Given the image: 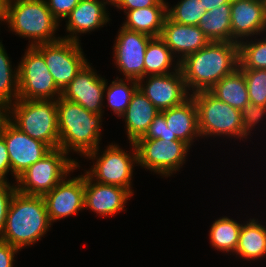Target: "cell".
<instances>
[{
    "instance_id": "cell-1",
    "label": "cell",
    "mask_w": 266,
    "mask_h": 267,
    "mask_svg": "<svg viewBox=\"0 0 266 267\" xmlns=\"http://www.w3.org/2000/svg\"><path fill=\"white\" fill-rule=\"evenodd\" d=\"M238 68L239 45L235 42L210 41L180 62L186 88L192 93L210 90L224 76Z\"/></svg>"
},
{
    "instance_id": "cell-2",
    "label": "cell",
    "mask_w": 266,
    "mask_h": 267,
    "mask_svg": "<svg viewBox=\"0 0 266 267\" xmlns=\"http://www.w3.org/2000/svg\"><path fill=\"white\" fill-rule=\"evenodd\" d=\"M51 225L43 196L16 191L0 239L21 251L45 236Z\"/></svg>"
},
{
    "instance_id": "cell-3",
    "label": "cell",
    "mask_w": 266,
    "mask_h": 267,
    "mask_svg": "<svg viewBox=\"0 0 266 267\" xmlns=\"http://www.w3.org/2000/svg\"><path fill=\"white\" fill-rule=\"evenodd\" d=\"M102 116L87 111L78 103L59 97L57 99L59 148L66 153L73 150L81 156L96 150L100 147Z\"/></svg>"
},
{
    "instance_id": "cell-4",
    "label": "cell",
    "mask_w": 266,
    "mask_h": 267,
    "mask_svg": "<svg viewBox=\"0 0 266 267\" xmlns=\"http://www.w3.org/2000/svg\"><path fill=\"white\" fill-rule=\"evenodd\" d=\"M6 23L10 31L28 38L34 47L39 44L56 42L59 21L51 14L46 0H10L7 2Z\"/></svg>"
},
{
    "instance_id": "cell-5",
    "label": "cell",
    "mask_w": 266,
    "mask_h": 267,
    "mask_svg": "<svg viewBox=\"0 0 266 267\" xmlns=\"http://www.w3.org/2000/svg\"><path fill=\"white\" fill-rule=\"evenodd\" d=\"M9 120L31 138L59 148L57 100L17 99L9 106Z\"/></svg>"
},
{
    "instance_id": "cell-6",
    "label": "cell",
    "mask_w": 266,
    "mask_h": 267,
    "mask_svg": "<svg viewBox=\"0 0 266 267\" xmlns=\"http://www.w3.org/2000/svg\"><path fill=\"white\" fill-rule=\"evenodd\" d=\"M61 148L52 149L28 167L16 180L17 191L26 195L44 196L73 172L79 164Z\"/></svg>"
},
{
    "instance_id": "cell-7",
    "label": "cell",
    "mask_w": 266,
    "mask_h": 267,
    "mask_svg": "<svg viewBox=\"0 0 266 267\" xmlns=\"http://www.w3.org/2000/svg\"><path fill=\"white\" fill-rule=\"evenodd\" d=\"M198 110V129L201 138L204 136H228L243 140L240 110L217 99L209 91L192 93Z\"/></svg>"
},
{
    "instance_id": "cell-8",
    "label": "cell",
    "mask_w": 266,
    "mask_h": 267,
    "mask_svg": "<svg viewBox=\"0 0 266 267\" xmlns=\"http://www.w3.org/2000/svg\"><path fill=\"white\" fill-rule=\"evenodd\" d=\"M131 144L132 152L130 154L121 149L117 144H110L104 149L101 156L99 147L96 150L88 152L84 157L96 160L86 174L100 184L115 185L128 189L132 194V176L134 164H138L137 151L134 142ZM134 150V151H133ZM133 154V155H132ZM96 179V180H95Z\"/></svg>"
},
{
    "instance_id": "cell-9",
    "label": "cell",
    "mask_w": 266,
    "mask_h": 267,
    "mask_svg": "<svg viewBox=\"0 0 266 267\" xmlns=\"http://www.w3.org/2000/svg\"><path fill=\"white\" fill-rule=\"evenodd\" d=\"M18 68V99L57 100L61 90L44 61L43 55L28 46Z\"/></svg>"
},
{
    "instance_id": "cell-10",
    "label": "cell",
    "mask_w": 266,
    "mask_h": 267,
    "mask_svg": "<svg viewBox=\"0 0 266 267\" xmlns=\"http://www.w3.org/2000/svg\"><path fill=\"white\" fill-rule=\"evenodd\" d=\"M134 144L138 165L164 177L181 169L191 148L181 140L167 139L136 140Z\"/></svg>"
},
{
    "instance_id": "cell-11",
    "label": "cell",
    "mask_w": 266,
    "mask_h": 267,
    "mask_svg": "<svg viewBox=\"0 0 266 267\" xmlns=\"http://www.w3.org/2000/svg\"><path fill=\"white\" fill-rule=\"evenodd\" d=\"M44 57L56 86L62 91L88 62L79 42L60 39L34 46Z\"/></svg>"
},
{
    "instance_id": "cell-12",
    "label": "cell",
    "mask_w": 266,
    "mask_h": 267,
    "mask_svg": "<svg viewBox=\"0 0 266 267\" xmlns=\"http://www.w3.org/2000/svg\"><path fill=\"white\" fill-rule=\"evenodd\" d=\"M7 146L11 162V174L15 180L25 170L38 160L42 159L52 149L45 143L31 138L22 132L10 120L1 133Z\"/></svg>"
},
{
    "instance_id": "cell-13",
    "label": "cell",
    "mask_w": 266,
    "mask_h": 267,
    "mask_svg": "<svg viewBox=\"0 0 266 267\" xmlns=\"http://www.w3.org/2000/svg\"><path fill=\"white\" fill-rule=\"evenodd\" d=\"M113 46L114 60L124 78L140 80L144 77V56L152 37L120 27Z\"/></svg>"
},
{
    "instance_id": "cell-14",
    "label": "cell",
    "mask_w": 266,
    "mask_h": 267,
    "mask_svg": "<svg viewBox=\"0 0 266 267\" xmlns=\"http://www.w3.org/2000/svg\"><path fill=\"white\" fill-rule=\"evenodd\" d=\"M145 78H148L146 84ZM137 82L140 91L160 112L182 104L191 96L180 69L164 75H148Z\"/></svg>"
},
{
    "instance_id": "cell-15",
    "label": "cell",
    "mask_w": 266,
    "mask_h": 267,
    "mask_svg": "<svg viewBox=\"0 0 266 267\" xmlns=\"http://www.w3.org/2000/svg\"><path fill=\"white\" fill-rule=\"evenodd\" d=\"M106 81L87 62L62 90L61 97L80 104L89 112L102 115Z\"/></svg>"
},
{
    "instance_id": "cell-16",
    "label": "cell",
    "mask_w": 266,
    "mask_h": 267,
    "mask_svg": "<svg viewBox=\"0 0 266 267\" xmlns=\"http://www.w3.org/2000/svg\"><path fill=\"white\" fill-rule=\"evenodd\" d=\"M66 179V180H65ZM85 173L67 180L64 178L43 198L51 222L74 215L84 209Z\"/></svg>"
},
{
    "instance_id": "cell-17",
    "label": "cell",
    "mask_w": 266,
    "mask_h": 267,
    "mask_svg": "<svg viewBox=\"0 0 266 267\" xmlns=\"http://www.w3.org/2000/svg\"><path fill=\"white\" fill-rule=\"evenodd\" d=\"M231 30L235 43L265 32L266 0H232Z\"/></svg>"
},
{
    "instance_id": "cell-18",
    "label": "cell",
    "mask_w": 266,
    "mask_h": 267,
    "mask_svg": "<svg viewBox=\"0 0 266 267\" xmlns=\"http://www.w3.org/2000/svg\"><path fill=\"white\" fill-rule=\"evenodd\" d=\"M132 195L128 189L97 183L85 173L84 209L104 217L113 216L124 210Z\"/></svg>"
},
{
    "instance_id": "cell-19",
    "label": "cell",
    "mask_w": 266,
    "mask_h": 267,
    "mask_svg": "<svg viewBox=\"0 0 266 267\" xmlns=\"http://www.w3.org/2000/svg\"><path fill=\"white\" fill-rule=\"evenodd\" d=\"M160 38L169 47L173 55L175 54L176 57H180L176 59L179 62L187 55L195 53L210 42L198 26L178 24L168 17L164 21Z\"/></svg>"
},
{
    "instance_id": "cell-20",
    "label": "cell",
    "mask_w": 266,
    "mask_h": 267,
    "mask_svg": "<svg viewBox=\"0 0 266 267\" xmlns=\"http://www.w3.org/2000/svg\"><path fill=\"white\" fill-rule=\"evenodd\" d=\"M106 6L99 0H80L66 17V32L69 35L62 37L65 40L79 42L78 33H87L103 27L110 21Z\"/></svg>"
},
{
    "instance_id": "cell-21",
    "label": "cell",
    "mask_w": 266,
    "mask_h": 267,
    "mask_svg": "<svg viewBox=\"0 0 266 267\" xmlns=\"http://www.w3.org/2000/svg\"><path fill=\"white\" fill-rule=\"evenodd\" d=\"M168 126L170 141L181 140L189 147L194 138L201 137L198 129V110L192 96L182 104L162 111Z\"/></svg>"
},
{
    "instance_id": "cell-22",
    "label": "cell",
    "mask_w": 266,
    "mask_h": 267,
    "mask_svg": "<svg viewBox=\"0 0 266 267\" xmlns=\"http://www.w3.org/2000/svg\"><path fill=\"white\" fill-rule=\"evenodd\" d=\"M159 113L160 111L153 103L137 88L126 111L121 116L125 118V130L129 141L135 142L142 137Z\"/></svg>"
},
{
    "instance_id": "cell-23",
    "label": "cell",
    "mask_w": 266,
    "mask_h": 267,
    "mask_svg": "<svg viewBox=\"0 0 266 267\" xmlns=\"http://www.w3.org/2000/svg\"><path fill=\"white\" fill-rule=\"evenodd\" d=\"M167 5L168 2L161 0L155 6L128 10L122 27L152 38L160 37L167 17Z\"/></svg>"
},
{
    "instance_id": "cell-24",
    "label": "cell",
    "mask_w": 266,
    "mask_h": 267,
    "mask_svg": "<svg viewBox=\"0 0 266 267\" xmlns=\"http://www.w3.org/2000/svg\"><path fill=\"white\" fill-rule=\"evenodd\" d=\"M208 91L217 99L240 111L249 103L245 76L240 68L224 76Z\"/></svg>"
},
{
    "instance_id": "cell-25",
    "label": "cell",
    "mask_w": 266,
    "mask_h": 267,
    "mask_svg": "<svg viewBox=\"0 0 266 267\" xmlns=\"http://www.w3.org/2000/svg\"><path fill=\"white\" fill-rule=\"evenodd\" d=\"M258 222L253 218L242 224L235 251L238 257L248 261L266 257V227Z\"/></svg>"
},
{
    "instance_id": "cell-26",
    "label": "cell",
    "mask_w": 266,
    "mask_h": 267,
    "mask_svg": "<svg viewBox=\"0 0 266 267\" xmlns=\"http://www.w3.org/2000/svg\"><path fill=\"white\" fill-rule=\"evenodd\" d=\"M198 27L210 41L232 42L231 2L206 11Z\"/></svg>"
},
{
    "instance_id": "cell-27",
    "label": "cell",
    "mask_w": 266,
    "mask_h": 267,
    "mask_svg": "<svg viewBox=\"0 0 266 267\" xmlns=\"http://www.w3.org/2000/svg\"><path fill=\"white\" fill-rule=\"evenodd\" d=\"M172 54V51L160 37L152 38L146 47L144 56V77L148 75H164L179 70L180 62L177 61L172 71V62H174V57L176 58Z\"/></svg>"
},
{
    "instance_id": "cell-28",
    "label": "cell",
    "mask_w": 266,
    "mask_h": 267,
    "mask_svg": "<svg viewBox=\"0 0 266 267\" xmlns=\"http://www.w3.org/2000/svg\"><path fill=\"white\" fill-rule=\"evenodd\" d=\"M242 224L228 217H220L211 225L209 231L210 244L221 252L235 253Z\"/></svg>"
},
{
    "instance_id": "cell-29",
    "label": "cell",
    "mask_w": 266,
    "mask_h": 267,
    "mask_svg": "<svg viewBox=\"0 0 266 267\" xmlns=\"http://www.w3.org/2000/svg\"><path fill=\"white\" fill-rule=\"evenodd\" d=\"M125 80L130 83H127ZM137 88L138 82L133 79H118L117 77L109 86H107L106 82L105 91L107 103H109L108 106L112 109L114 114L118 117H121L124 114L131 101V97Z\"/></svg>"
},
{
    "instance_id": "cell-30",
    "label": "cell",
    "mask_w": 266,
    "mask_h": 267,
    "mask_svg": "<svg viewBox=\"0 0 266 267\" xmlns=\"http://www.w3.org/2000/svg\"><path fill=\"white\" fill-rule=\"evenodd\" d=\"M15 69L13 71L10 59L1 41L0 42V101L6 103L9 106L18 99V68L15 67Z\"/></svg>"
},
{
    "instance_id": "cell-31",
    "label": "cell",
    "mask_w": 266,
    "mask_h": 267,
    "mask_svg": "<svg viewBox=\"0 0 266 267\" xmlns=\"http://www.w3.org/2000/svg\"><path fill=\"white\" fill-rule=\"evenodd\" d=\"M265 38V39H264ZM251 41H241L239 45L240 69H266V37Z\"/></svg>"
},
{
    "instance_id": "cell-32",
    "label": "cell",
    "mask_w": 266,
    "mask_h": 267,
    "mask_svg": "<svg viewBox=\"0 0 266 267\" xmlns=\"http://www.w3.org/2000/svg\"><path fill=\"white\" fill-rule=\"evenodd\" d=\"M206 11L200 0H181L170 8L167 5V17L182 25L198 26Z\"/></svg>"
},
{
    "instance_id": "cell-33",
    "label": "cell",
    "mask_w": 266,
    "mask_h": 267,
    "mask_svg": "<svg viewBox=\"0 0 266 267\" xmlns=\"http://www.w3.org/2000/svg\"><path fill=\"white\" fill-rule=\"evenodd\" d=\"M245 76L249 102L266 107V69H241Z\"/></svg>"
},
{
    "instance_id": "cell-34",
    "label": "cell",
    "mask_w": 266,
    "mask_h": 267,
    "mask_svg": "<svg viewBox=\"0 0 266 267\" xmlns=\"http://www.w3.org/2000/svg\"><path fill=\"white\" fill-rule=\"evenodd\" d=\"M243 132L248 136L252 128L266 115V107L249 102L241 111Z\"/></svg>"
},
{
    "instance_id": "cell-35",
    "label": "cell",
    "mask_w": 266,
    "mask_h": 267,
    "mask_svg": "<svg viewBox=\"0 0 266 267\" xmlns=\"http://www.w3.org/2000/svg\"><path fill=\"white\" fill-rule=\"evenodd\" d=\"M150 139H160L164 141L167 139L168 141H170L168 126L164 117V113L162 111L154 118L145 134L137 140Z\"/></svg>"
},
{
    "instance_id": "cell-36",
    "label": "cell",
    "mask_w": 266,
    "mask_h": 267,
    "mask_svg": "<svg viewBox=\"0 0 266 267\" xmlns=\"http://www.w3.org/2000/svg\"><path fill=\"white\" fill-rule=\"evenodd\" d=\"M17 191L16 184L0 182V236L4 230L8 208L12 197Z\"/></svg>"
},
{
    "instance_id": "cell-37",
    "label": "cell",
    "mask_w": 266,
    "mask_h": 267,
    "mask_svg": "<svg viewBox=\"0 0 266 267\" xmlns=\"http://www.w3.org/2000/svg\"><path fill=\"white\" fill-rule=\"evenodd\" d=\"M80 0H46L51 14L60 22L70 14Z\"/></svg>"
},
{
    "instance_id": "cell-38",
    "label": "cell",
    "mask_w": 266,
    "mask_h": 267,
    "mask_svg": "<svg viewBox=\"0 0 266 267\" xmlns=\"http://www.w3.org/2000/svg\"><path fill=\"white\" fill-rule=\"evenodd\" d=\"M20 250L0 239V267H13L15 254Z\"/></svg>"
},
{
    "instance_id": "cell-39",
    "label": "cell",
    "mask_w": 266,
    "mask_h": 267,
    "mask_svg": "<svg viewBox=\"0 0 266 267\" xmlns=\"http://www.w3.org/2000/svg\"><path fill=\"white\" fill-rule=\"evenodd\" d=\"M11 171V162L4 137L0 135V181L7 182V173Z\"/></svg>"
},
{
    "instance_id": "cell-40",
    "label": "cell",
    "mask_w": 266,
    "mask_h": 267,
    "mask_svg": "<svg viewBox=\"0 0 266 267\" xmlns=\"http://www.w3.org/2000/svg\"><path fill=\"white\" fill-rule=\"evenodd\" d=\"M160 1L161 0H120L117 8L124 10V13H126L128 10L155 6Z\"/></svg>"
},
{
    "instance_id": "cell-41",
    "label": "cell",
    "mask_w": 266,
    "mask_h": 267,
    "mask_svg": "<svg viewBox=\"0 0 266 267\" xmlns=\"http://www.w3.org/2000/svg\"><path fill=\"white\" fill-rule=\"evenodd\" d=\"M9 121V105L0 101V135Z\"/></svg>"
},
{
    "instance_id": "cell-42",
    "label": "cell",
    "mask_w": 266,
    "mask_h": 267,
    "mask_svg": "<svg viewBox=\"0 0 266 267\" xmlns=\"http://www.w3.org/2000/svg\"><path fill=\"white\" fill-rule=\"evenodd\" d=\"M203 4V7L207 11H211L213 8L219 7L222 4H227L232 0H200Z\"/></svg>"
},
{
    "instance_id": "cell-43",
    "label": "cell",
    "mask_w": 266,
    "mask_h": 267,
    "mask_svg": "<svg viewBox=\"0 0 266 267\" xmlns=\"http://www.w3.org/2000/svg\"><path fill=\"white\" fill-rule=\"evenodd\" d=\"M7 0H0V23L6 21Z\"/></svg>"
},
{
    "instance_id": "cell-44",
    "label": "cell",
    "mask_w": 266,
    "mask_h": 267,
    "mask_svg": "<svg viewBox=\"0 0 266 267\" xmlns=\"http://www.w3.org/2000/svg\"><path fill=\"white\" fill-rule=\"evenodd\" d=\"M101 1L105 6L106 5H112L114 7H117L118 3L120 2V0H99Z\"/></svg>"
}]
</instances>
